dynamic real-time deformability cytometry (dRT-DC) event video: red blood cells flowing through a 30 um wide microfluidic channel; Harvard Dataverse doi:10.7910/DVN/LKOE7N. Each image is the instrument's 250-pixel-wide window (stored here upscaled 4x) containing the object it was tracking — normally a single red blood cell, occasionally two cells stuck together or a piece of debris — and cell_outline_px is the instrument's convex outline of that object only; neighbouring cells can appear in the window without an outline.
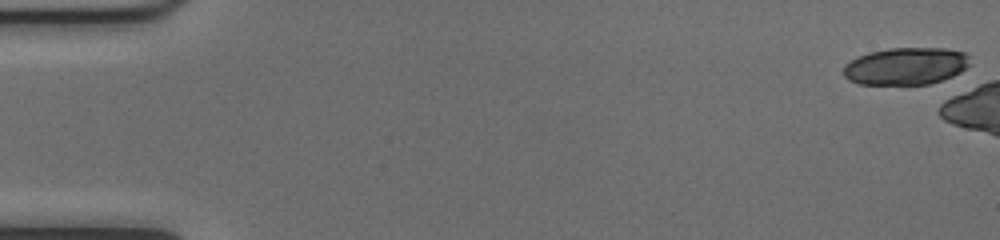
{"species": "common noctule bat (a hibernating species)", "species_latin": "Nyctalus noctula", "temperature_condition": "cold", "stored_images_in_passage": 4, "camera_frame_rate_fps": 3000, "um_per_image_px": 0.085, "animal": {"sex": "female", "body_mass_g": 17.0, "forearm_length_mm": 48.0}, "frame": {"image": 1, "passage_image": 1, "time_ms": 0.0, "image_size_px": [1000, 240], "cell_outline_px": [[972, 64], [960, 72], [952, 76], [928, 84], [860, 84], [848, 80], [844, 76], [844, 64], [856, 56], [868, 52], [888, 48], [944, 48], [964, 52], [968, 56]], "centroid_in_image_um": [76.98, 5.61], "position_along_channel_um": 8.0, "area_um2": 27.63}}